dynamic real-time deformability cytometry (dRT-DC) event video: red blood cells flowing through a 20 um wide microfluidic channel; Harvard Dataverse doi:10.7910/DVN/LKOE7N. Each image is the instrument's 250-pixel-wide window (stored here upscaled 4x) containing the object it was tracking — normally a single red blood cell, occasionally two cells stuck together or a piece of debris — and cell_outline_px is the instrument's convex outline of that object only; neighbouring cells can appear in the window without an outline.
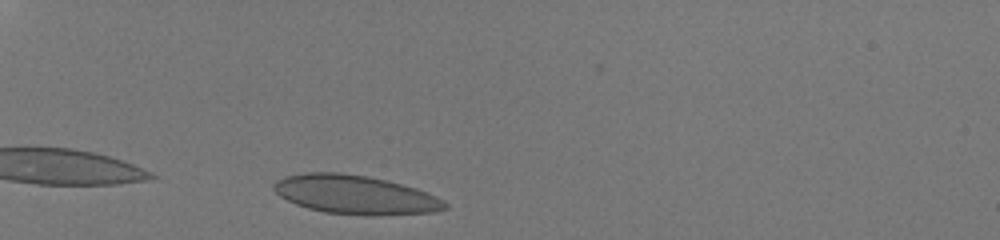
{"species": "human", "species_latin": "Homo sapiens", "temperature_condition": "room temperature", "stored_images_in_passage": 32, "camera_frame_rate_fps": 3000, "um_per_image_px": 0.085, "donor": {"sex": "male"}, "frame": {"image": 1, "passage_image": 3, "time_ms": 0.667, "image_size_px": [1000, 240], "cell_outline_px": [[448, 208], [432, 212], [372, 216], [324, 212], [308, 208], [296, 204], [280, 196], [272, 188], [272, 184], [276, 180], [284, 176], [304, 172], [340, 172], [368, 176], [416, 188], [436, 196], [444, 200], [448, 204]], "centroid_in_image_um": [30.17, 16.54], "position_along_channel_um": 54.8, "area_um2": 38.84}}
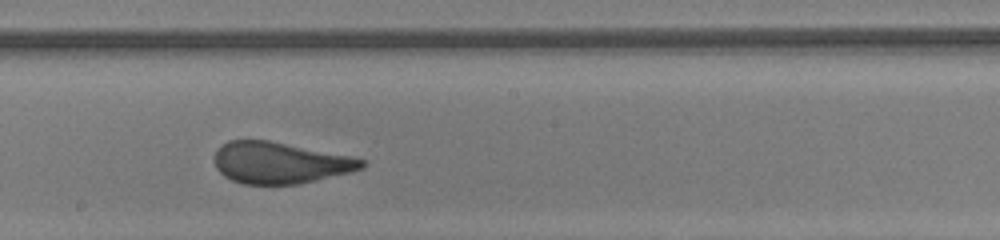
{"frame": {"image": 2, "passage_image": 19, "time_ms": 6.0, "image_size_px": [1000, 240], "cell_outline_px": [[364, 168], [348, 172], [296, 184], [244, 184], [232, 180], [224, 176], [216, 168], [216, 148], [228, 140], [268, 140], [348, 156], [364, 160]], "centroid_in_image_um": [23.73, 13.83], "position_along_channel_um": 224.5, "area_um2": 34.91}}
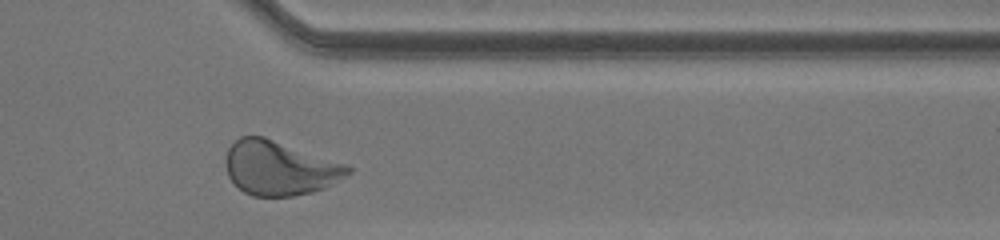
{"frame": {"image": 3, "passage_image": 31, "time_ms": 10.0, "image_size_px": [1000, 240], "cell_outline_px": [[352, 172], [324, 188], [312, 192], [292, 196], [252, 196], [244, 192], [228, 176], [224, 164], [224, 160], [228, 148], [240, 136], [264, 136], [344, 164], [352, 168]], "centroid_in_image_um": [23.72, 14.28], "position_along_channel_um": 387.7, "area_um2": 38.32}, "authors_computed_cell_mechanics": {"area_um2": 36.992, "velocity_mm_per_s": 4.0674, "shape_relaxation_time_tau1_ms": 6.6134, "shape_relaxation_time_tau2_ms": null, "deformation_change_tau1": 0.1804, "deformation_change_tau2": null}}